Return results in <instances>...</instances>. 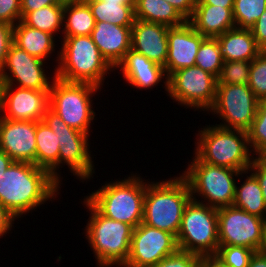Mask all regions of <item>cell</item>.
<instances>
[{
	"instance_id": "cell-36",
	"label": "cell",
	"mask_w": 266,
	"mask_h": 267,
	"mask_svg": "<svg viewBox=\"0 0 266 267\" xmlns=\"http://www.w3.org/2000/svg\"><path fill=\"white\" fill-rule=\"evenodd\" d=\"M254 252L244 246H219L214 257L225 267H248Z\"/></svg>"
},
{
	"instance_id": "cell-41",
	"label": "cell",
	"mask_w": 266,
	"mask_h": 267,
	"mask_svg": "<svg viewBox=\"0 0 266 267\" xmlns=\"http://www.w3.org/2000/svg\"><path fill=\"white\" fill-rule=\"evenodd\" d=\"M251 31L258 47L262 51H266V9L251 28Z\"/></svg>"
},
{
	"instance_id": "cell-9",
	"label": "cell",
	"mask_w": 266,
	"mask_h": 267,
	"mask_svg": "<svg viewBox=\"0 0 266 267\" xmlns=\"http://www.w3.org/2000/svg\"><path fill=\"white\" fill-rule=\"evenodd\" d=\"M188 166L182 176L187 180L192 195H202L208 201L206 204L216 209L233 206L236 187L233 177L243 172L207 164L196 155Z\"/></svg>"
},
{
	"instance_id": "cell-28",
	"label": "cell",
	"mask_w": 266,
	"mask_h": 267,
	"mask_svg": "<svg viewBox=\"0 0 266 267\" xmlns=\"http://www.w3.org/2000/svg\"><path fill=\"white\" fill-rule=\"evenodd\" d=\"M233 206L266 220V204L262 189L252 172L250 176H247L240 188L238 186L235 187Z\"/></svg>"
},
{
	"instance_id": "cell-22",
	"label": "cell",
	"mask_w": 266,
	"mask_h": 267,
	"mask_svg": "<svg viewBox=\"0 0 266 267\" xmlns=\"http://www.w3.org/2000/svg\"><path fill=\"white\" fill-rule=\"evenodd\" d=\"M188 22L202 36L216 38L227 30L236 27L233 8L210 4H196L194 13Z\"/></svg>"
},
{
	"instance_id": "cell-39",
	"label": "cell",
	"mask_w": 266,
	"mask_h": 267,
	"mask_svg": "<svg viewBox=\"0 0 266 267\" xmlns=\"http://www.w3.org/2000/svg\"><path fill=\"white\" fill-rule=\"evenodd\" d=\"M13 43V26L0 21V71L2 70L10 45Z\"/></svg>"
},
{
	"instance_id": "cell-34",
	"label": "cell",
	"mask_w": 266,
	"mask_h": 267,
	"mask_svg": "<svg viewBox=\"0 0 266 267\" xmlns=\"http://www.w3.org/2000/svg\"><path fill=\"white\" fill-rule=\"evenodd\" d=\"M251 61H224L217 84H248Z\"/></svg>"
},
{
	"instance_id": "cell-45",
	"label": "cell",
	"mask_w": 266,
	"mask_h": 267,
	"mask_svg": "<svg viewBox=\"0 0 266 267\" xmlns=\"http://www.w3.org/2000/svg\"><path fill=\"white\" fill-rule=\"evenodd\" d=\"M248 267H266V254L261 251L254 252Z\"/></svg>"
},
{
	"instance_id": "cell-21",
	"label": "cell",
	"mask_w": 266,
	"mask_h": 267,
	"mask_svg": "<svg viewBox=\"0 0 266 267\" xmlns=\"http://www.w3.org/2000/svg\"><path fill=\"white\" fill-rule=\"evenodd\" d=\"M118 67H121L126 81L139 89H149L158 84L165 76L164 83L166 91H168V77H166L165 68L133 49L125 54L123 60L116 66V68Z\"/></svg>"
},
{
	"instance_id": "cell-3",
	"label": "cell",
	"mask_w": 266,
	"mask_h": 267,
	"mask_svg": "<svg viewBox=\"0 0 266 267\" xmlns=\"http://www.w3.org/2000/svg\"><path fill=\"white\" fill-rule=\"evenodd\" d=\"M58 68L53 77L66 82L90 83L100 88L113 68L102 56L91 35L64 37Z\"/></svg>"
},
{
	"instance_id": "cell-17",
	"label": "cell",
	"mask_w": 266,
	"mask_h": 267,
	"mask_svg": "<svg viewBox=\"0 0 266 267\" xmlns=\"http://www.w3.org/2000/svg\"><path fill=\"white\" fill-rule=\"evenodd\" d=\"M36 124L0 117V150L13 161L35 164Z\"/></svg>"
},
{
	"instance_id": "cell-26",
	"label": "cell",
	"mask_w": 266,
	"mask_h": 267,
	"mask_svg": "<svg viewBox=\"0 0 266 267\" xmlns=\"http://www.w3.org/2000/svg\"><path fill=\"white\" fill-rule=\"evenodd\" d=\"M134 15L135 19L168 27L181 26L186 22L179 12L165 0H137Z\"/></svg>"
},
{
	"instance_id": "cell-20",
	"label": "cell",
	"mask_w": 266,
	"mask_h": 267,
	"mask_svg": "<svg viewBox=\"0 0 266 267\" xmlns=\"http://www.w3.org/2000/svg\"><path fill=\"white\" fill-rule=\"evenodd\" d=\"M91 37L102 56L114 69L131 49L132 26L95 22Z\"/></svg>"
},
{
	"instance_id": "cell-6",
	"label": "cell",
	"mask_w": 266,
	"mask_h": 267,
	"mask_svg": "<svg viewBox=\"0 0 266 267\" xmlns=\"http://www.w3.org/2000/svg\"><path fill=\"white\" fill-rule=\"evenodd\" d=\"M84 203L91 211L86 226V238L100 267L123 266L128 260L134 228L102 215L87 199Z\"/></svg>"
},
{
	"instance_id": "cell-42",
	"label": "cell",
	"mask_w": 266,
	"mask_h": 267,
	"mask_svg": "<svg viewBox=\"0 0 266 267\" xmlns=\"http://www.w3.org/2000/svg\"><path fill=\"white\" fill-rule=\"evenodd\" d=\"M171 4L179 14L188 21L193 13L196 5V0H165Z\"/></svg>"
},
{
	"instance_id": "cell-10",
	"label": "cell",
	"mask_w": 266,
	"mask_h": 267,
	"mask_svg": "<svg viewBox=\"0 0 266 267\" xmlns=\"http://www.w3.org/2000/svg\"><path fill=\"white\" fill-rule=\"evenodd\" d=\"M55 133L59 142L58 168L67 164L74 175L80 179H89L94 173L91 152L88 148V134L68 126L50 107L42 119ZM93 170V171H92Z\"/></svg>"
},
{
	"instance_id": "cell-18",
	"label": "cell",
	"mask_w": 266,
	"mask_h": 267,
	"mask_svg": "<svg viewBox=\"0 0 266 267\" xmlns=\"http://www.w3.org/2000/svg\"><path fill=\"white\" fill-rule=\"evenodd\" d=\"M186 21L168 30V56L165 63L167 77L180 69L195 66L196 54L205 39Z\"/></svg>"
},
{
	"instance_id": "cell-7",
	"label": "cell",
	"mask_w": 266,
	"mask_h": 267,
	"mask_svg": "<svg viewBox=\"0 0 266 267\" xmlns=\"http://www.w3.org/2000/svg\"><path fill=\"white\" fill-rule=\"evenodd\" d=\"M178 249L203 257L215 256L219 249L217 209L192 195L186 205L176 237Z\"/></svg>"
},
{
	"instance_id": "cell-44",
	"label": "cell",
	"mask_w": 266,
	"mask_h": 267,
	"mask_svg": "<svg viewBox=\"0 0 266 267\" xmlns=\"http://www.w3.org/2000/svg\"><path fill=\"white\" fill-rule=\"evenodd\" d=\"M14 219L16 217L0 204V237H3L10 230Z\"/></svg>"
},
{
	"instance_id": "cell-50",
	"label": "cell",
	"mask_w": 266,
	"mask_h": 267,
	"mask_svg": "<svg viewBox=\"0 0 266 267\" xmlns=\"http://www.w3.org/2000/svg\"><path fill=\"white\" fill-rule=\"evenodd\" d=\"M260 251L264 254H266V226H265V230H264V240H263V245L260 249Z\"/></svg>"
},
{
	"instance_id": "cell-29",
	"label": "cell",
	"mask_w": 266,
	"mask_h": 267,
	"mask_svg": "<svg viewBox=\"0 0 266 267\" xmlns=\"http://www.w3.org/2000/svg\"><path fill=\"white\" fill-rule=\"evenodd\" d=\"M95 22H109L117 26H132L135 20L134 9L122 2L85 0Z\"/></svg>"
},
{
	"instance_id": "cell-24",
	"label": "cell",
	"mask_w": 266,
	"mask_h": 267,
	"mask_svg": "<svg viewBox=\"0 0 266 267\" xmlns=\"http://www.w3.org/2000/svg\"><path fill=\"white\" fill-rule=\"evenodd\" d=\"M54 39V35L31 28L22 21L13 26V43L43 61L54 50Z\"/></svg>"
},
{
	"instance_id": "cell-47",
	"label": "cell",
	"mask_w": 266,
	"mask_h": 267,
	"mask_svg": "<svg viewBox=\"0 0 266 267\" xmlns=\"http://www.w3.org/2000/svg\"><path fill=\"white\" fill-rule=\"evenodd\" d=\"M14 161L2 150H0V176Z\"/></svg>"
},
{
	"instance_id": "cell-40",
	"label": "cell",
	"mask_w": 266,
	"mask_h": 267,
	"mask_svg": "<svg viewBox=\"0 0 266 267\" xmlns=\"http://www.w3.org/2000/svg\"><path fill=\"white\" fill-rule=\"evenodd\" d=\"M253 171V175L258 180L262 189L264 202L266 204V163L260 157H253L248 171Z\"/></svg>"
},
{
	"instance_id": "cell-15",
	"label": "cell",
	"mask_w": 266,
	"mask_h": 267,
	"mask_svg": "<svg viewBox=\"0 0 266 267\" xmlns=\"http://www.w3.org/2000/svg\"><path fill=\"white\" fill-rule=\"evenodd\" d=\"M44 63L40 58L29 55L12 43L0 71V85L13 86L16 80L20 88L50 90L52 84L43 70ZM6 68L10 73L6 72Z\"/></svg>"
},
{
	"instance_id": "cell-46",
	"label": "cell",
	"mask_w": 266,
	"mask_h": 267,
	"mask_svg": "<svg viewBox=\"0 0 266 267\" xmlns=\"http://www.w3.org/2000/svg\"><path fill=\"white\" fill-rule=\"evenodd\" d=\"M196 4H210L219 7L233 8L234 0H196Z\"/></svg>"
},
{
	"instance_id": "cell-35",
	"label": "cell",
	"mask_w": 266,
	"mask_h": 267,
	"mask_svg": "<svg viewBox=\"0 0 266 267\" xmlns=\"http://www.w3.org/2000/svg\"><path fill=\"white\" fill-rule=\"evenodd\" d=\"M248 86L259 100L266 98V51L251 61Z\"/></svg>"
},
{
	"instance_id": "cell-37",
	"label": "cell",
	"mask_w": 266,
	"mask_h": 267,
	"mask_svg": "<svg viewBox=\"0 0 266 267\" xmlns=\"http://www.w3.org/2000/svg\"><path fill=\"white\" fill-rule=\"evenodd\" d=\"M201 257L192 252L177 250L150 267H201Z\"/></svg>"
},
{
	"instance_id": "cell-11",
	"label": "cell",
	"mask_w": 266,
	"mask_h": 267,
	"mask_svg": "<svg viewBox=\"0 0 266 267\" xmlns=\"http://www.w3.org/2000/svg\"><path fill=\"white\" fill-rule=\"evenodd\" d=\"M258 102L248 84H217L216 98L209 110L226 122L217 126L247 131L256 116Z\"/></svg>"
},
{
	"instance_id": "cell-13",
	"label": "cell",
	"mask_w": 266,
	"mask_h": 267,
	"mask_svg": "<svg viewBox=\"0 0 266 267\" xmlns=\"http://www.w3.org/2000/svg\"><path fill=\"white\" fill-rule=\"evenodd\" d=\"M217 78L200 67L192 66L168 76V93L181 105L203 111L213 106L216 98Z\"/></svg>"
},
{
	"instance_id": "cell-16",
	"label": "cell",
	"mask_w": 266,
	"mask_h": 267,
	"mask_svg": "<svg viewBox=\"0 0 266 267\" xmlns=\"http://www.w3.org/2000/svg\"><path fill=\"white\" fill-rule=\"evenodd\" d=\"M0 85V112L2 118L15 121H41L49 107V90Z\"/></svg>"
},
{
	"instance_id": "cell-32",
	"label": "cell",
	"mask_w": 266,
	"mask_h": 267,
	"mask_svg": "<svg viewBox=\"0 0 266 267\" xmlns=\"http://www.w3.org/2000/svg\"><path fill=\"white\" fill-rule=\"evenodd\" d=\"M266 9V0H234L233 18L236 28L251 29Z\"/></svg>"
},
{
	"instance_id": "cell-19",
	"label": "cell",
	"mask_w": 266,
	"mask_h": 267,
	"mask_svg": "<svg viewBox=\"0 0 266 267\" xmlns=\"http://www.w3.org/2000/svg\"><path fill=\"white\" fill-rule=\"evenodd\" d=\"M170 27L135 19L132 25L131 49L165 68Z\"/></svg>"
},
{
	"instance_id": "cell-4",
	"label": "cell",
	"mask_w": 266,
	"mask_h": 267,
	"mask_svg": "<svg viewBox=\"0 0 266 267\" xmlns=\"http://www.w3.org/2000/svg\"><path fill=\"white\" fill-rule=\"evenodd\" d=\"M198 134L200 138L194 154L202 162L248 173L253 156L249 151L247 131L209 125Z\"/></svg>"
},
{
	"instance_id": "cell-33",
	"label": "cell",
	"mask_w": 266,
	"mask_h": 267,
	"mask_svg": "<svg viewBox=\"0 0 266 267\" xmlns=\"http://www.w3.org/2000/svg\"><path fill=\"white\" fill-rule=\"evenodd\" d=\"M247 134L249 146L254 149L251 152L261 157L266 153V98L259 100L256 116Z\"/></svg>"
},
{
	"instance_id": "cell-5",
	"label": "cell",
	"mask_w": 266,
	"mask_h": 267,
	"mask_svg": "<svg viewBox=\"0 0 266 267\" xmlns=\"http://www.w3.org/2000/svg\"><path fill=\"white\" fill-rule=\"evenodd\" d=\"M146 182L136 175L106 183L86 199L104 216L136 228L143 220Z\"/></svg>"
},
{
	"instance_id": "cell-38",
	"label": "cell",
	"mask_w": 266,
	"mask_h": 267,
	"mask_svg": "<svg viewBox=\"0 0 266 267\" xmlns=\"http://www.w3.org/2000/svg\"><path fill=\"white\" fill-rule=\"evenodd\" d=\"M21 21V0H0V21L12 26Z\"/></svg>"
},
{
	"instance_id": "cell-2",
	"label": "cell",
	"mask_w": 266,
	"mask_h": 267,
	"mask_svg": "<svg viewBox=\"0 0 266 267\" xmlns=\"http://www.w3.org/2000/svg\"><path fill=\"white\" fill-rule=\"evenodd\" d=\"M191 199L189 184L182 175L156 184L146 183L142 223L177 237L185 207Z\"/></svg>"
},
{
	"instance_id": "cell-12",
	"label": "cell",
	"mask_w": 266,
	"mask_h": 267,
	"mask_svg": "<svg viewBox=\"0 0 266 267\" xmlns=\"http://www.w3.org/2000/svg\"><path fill=\"white\" fill-rule=\"evenodd\" d=\"M219 246H244L260 251L266 220L234 206L217 209Z\"/></svg>"
},
{
	"instance_id": "cell-49",
	"label": "cell",
	"mask_w": 266,
	"mask_h": 267,
	"mask_svg": "<svg viewBox=\"0 0 266 267\" xmlns=\"http://www.w3.org/2000/svg\"><path fill=\"white\" fill-rule=\"evenodd\" d=\"M102 1H106V2H122L123 5L131 6L134 9L137 0H102Z\"/></svg>"
},
{
	"instance_id": "cell-25",
	"label": "cell",
	"mask_w": 266,
	"mask_h": 267,
	"mask_svg": "<svg viewBox=\"0 0 266 267\" xmlns=\"http://www.w3.org/2000/svg\"><path fill=\"white\" fill-rule=\"evenodd\" d=\"M59 142L55 133L43 121L36 124L35 165L47 170L59 183L58 173Z\"/></svg>"
},
{
	"instance_id": "cell-48",
	"label": "cell",
	"mask_w": 266,
	"mask_h": 267,
	"mask_svg": "<svg viewBox=\"0 0 266 267\" xmlns=\"http://www.w3.org/2000/svg\"><path fill=\"white\" fill-rule=\"evenodd\" d=\"M201 267H225L221 262H219L214 256L203 257L201 259Z\"/></svg>"
},
{
	"instance_id": "cell-14",
	"label": "cell",
	"mask_w": 266,
	"mask_h": 267,
	"mask_svg": "<svg viewBox=\"0 0 266 267\" xmlns=\"http://www.w3.org/2000/svg\"><path fill=\"white\" fill-rule=\"evenodd\" d=\"M177 250L173 234L140 223L133 230L130 254L123 267H150Z\"/></svg>"
},
{
	"instance_id": "cell-30",
	"label": "cell",
	"mask_w": 266,
	"mask_h": 267,
	"mask_svg": "<svg viewBox=\"0 0 266 267\" xmlns=\"http://www.w3.org/2000/svg\"><path fill=\"white\" fill-rule=\"evenodd\" d=\"M64 4L49 5L28 12L22 22L34 29L54 35L63 25Z\"/></svg>"
},
{
	"instance_id": "cell-51",
	"label": "cell",
	"mask_w": 266,
	"mask_h": 267,
	"mask_svg": "<svg viewBox=\"0 0 266 267\" xmlns=\"http://www.w3.org/2000/svg\"><path fill=\"white\" fill-rule=\"evenodd\" d=\"M61 3H76V2H85V0H60Z\"/></svg>"
},
{
	"instance_id": "cell-1",
	"label": "cell",
	"mask_w": 266,
	"mask_h": 267,
	"mask_svg": "<svg viewBox=\"0 0 266 267\" xmlns=\"http://www.w3.org/2000/svg\"><path fill=\"white\" fill-rule=\"evenodd\" d=\"M59 185L47 170L14 161L0 176V204L19 218L56 196Z\"/></svg>"
},
{
	"instance_id": "cell-8",
	"label": "cell",
	"mask_w": 266,
	"mask_h": 267,
	"mask_svg": "<svg viewBox=\"0 0 266 267\" xmlns=\"http://www.w3.org/2000/svg\"><path fill=\"white\" fill-rule=\"evenodd\" d=\"M49 90V107L71 128L89 135L94 119L90 99L100 88L90 83L66 82L53 78Z\"/></svg>"
},
{
	"instance_id": "cell-43",
	"label": "cell",
	"mask_w": 266,
	"mask_h": 267,
	"mask_svg": "<svg viewBox=\"0 0 266 267\" xmlns=\"http://www.w3.org/2000/svg\"><path fill=\"white\" fill-rule=\"evenodd\" d=\"M55 4L63 3H61L60 0H21V18H23L28 12Z\"/></svg>"
},
{
	"instance_id": "cell-27",
	"label": "cell",
	"mask_w": 266,
	"mask_h": 267,
	"mask_svg": "<svg viewBox=\"0 0 266 267\" xmlns=\"http://www.w3.org/2000/svg\"><path fill=\"white\" fill-rule=\"evenodd\" d=\"M63 22L64 37L88 36L95 27L94 16L86 2L64 4Z\"/></svg>"
},
{
	"instance_id": "cell-31",
	"label": "cell",
	"mask_w": 266,
	"mask_h": 267,
	"mask_svg": "<svg viewBox=\"0 0 266 267\" xmlns=\"http://www.w3.org/2000/svg\"><path fill=\"white\" fill-rule=\"evenodd\" d=\"M224 60L217 38L206 37L196 54L195 66L219 77Z\"/></svg>"
},
{
	"instance_id": "cell-52",
	"label": "cell",
	"mask_w": 266,
	"mask_h": 267,
	"mask_svg": "<svg viewBox=\"0 0 266 267\" xmlns=\"http://www.w3.org/2000/svg\"><path fill=\"white\" fill-rule=\"evenodd\" d=\"M260 158L266 163V153H264Z\"/></svg>"
},
{
	"instance_id": "cell-23",
	"label": "cell",
	"mask_w": 266,
	"mask_h": 267,
	"mask_svg": "<svg viewBox=\"0 0 266 267\" xmlns=\"http://www.w3.org/2000/svg\"><path fill=\"white\" fill-rule=\"evenodd\" d=\"M224 61H252L262 50L251 29L233 28L216 37Z\"/></svg>"
}]
</instances>
